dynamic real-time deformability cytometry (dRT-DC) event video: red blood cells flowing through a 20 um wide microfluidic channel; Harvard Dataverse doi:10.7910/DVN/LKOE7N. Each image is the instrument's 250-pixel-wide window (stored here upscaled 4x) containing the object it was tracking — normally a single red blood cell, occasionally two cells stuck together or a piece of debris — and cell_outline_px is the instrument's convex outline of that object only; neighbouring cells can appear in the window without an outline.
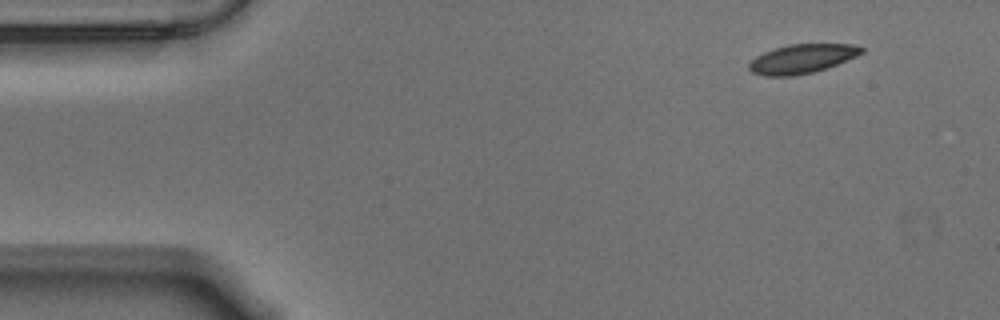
{"species": "Egyptian fruit bat (a non-hibernating species)", "species_latin": "Rousettus aegyptiacus", "temperature_condition": "warm", "stored_images_in_passage": 53, "camera_frame_rate_fps": 3000, "um_per_image_px": 0.085, "animal": {"sex": "male"}, "frame": {"image": 1, "passage_image": 1, "time_ms": 0.0, "image_size_px": [1000, 320], "cell_outline_px": [[864, 52], [856, 56], [836, 64], [812, 72], [792, 76], [764, 76], [752, 72], [748, 68], [748, 64], [756, 56], [764, 52], [788, 44], [852, 44], [864, 48]], "centroid_in_image_um": [68.14, 4.99], "position_along_channel_um": 16.9, "area_um2": 18.84}}
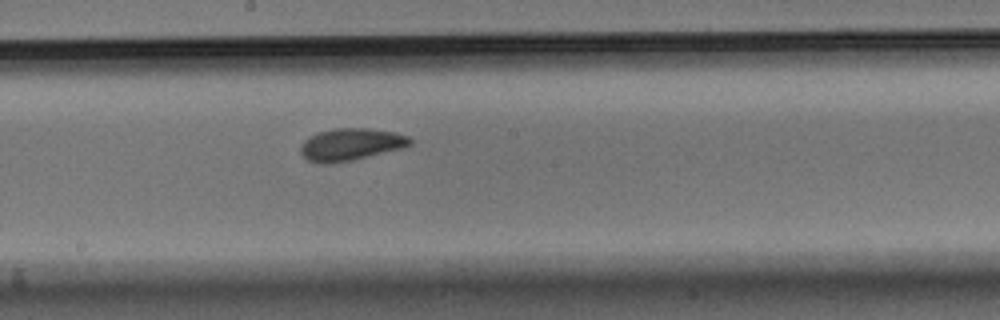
{"frame": {"image": 2, "passage_image": 26, "time_ms": 8.333, "image_size_px": [1000, 320], "cell_outline_px": [[412, 144], [404, 148], [352, 160], [328, 164], [316, 164], [308, 160], [300, 152], [300, 148], [304, 140], [308, 136], [316, 132], [336, 128], [368, 128], [396, 132], [408, 136], [412, 140]], "centroid_in_image_um": [29.81, 12.27], "position_along_channel_um": 218.4, "area_um2": 20.81}}
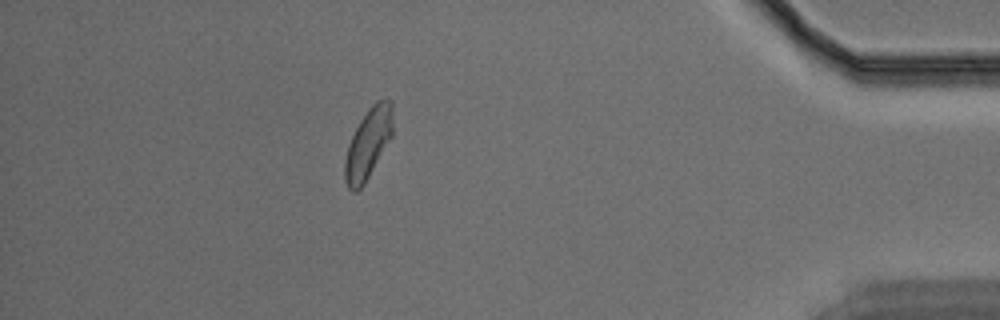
{"frame": {"image": 3, "passage_image": 46, "time_ms": 15.0, "image_size_px": [1000, 320], "cell_outline_px": [[392, 136], [364, 184], [356, 192], [352, 192], [348, 188], [344, 180], [344, 160], [348, 144], [360, 120], [368, 108], [376, 100], [392, 100]], "centroid_in_image_um": [31.27, 12.22], "position_along_channel_um": 403.9, "area_um2": 19.59}, "authors_computed_cell_mechanics": {"area_um2": 19.652, "velocity_mm_per_s": 3.5143, "shape_relaxation_time_tau1_ms": 3.3589, "shape_relaxation_time_tau2_ms": 2.7687, "deformation_change_tau1": 0.0983, "deformation_change_tau2": 0.0675}}